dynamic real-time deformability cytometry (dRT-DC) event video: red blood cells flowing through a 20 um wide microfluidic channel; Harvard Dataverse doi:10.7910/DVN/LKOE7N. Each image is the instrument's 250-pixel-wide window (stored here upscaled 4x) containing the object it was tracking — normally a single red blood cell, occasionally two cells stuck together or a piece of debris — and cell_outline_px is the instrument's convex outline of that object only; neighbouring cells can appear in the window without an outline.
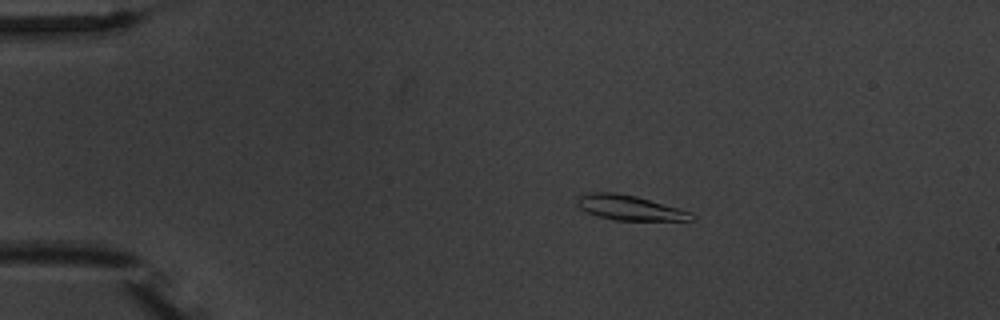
{"species": "common noctule bat (a hibernating species)", "species_latin": "Nyctalus noctula", "temperature_condition": "warm", "stored_images_in_passage": 6, "camera_frame_rate_fps": 3000, "um_per_image_px": 0.085, "animal": {"sex": "male", "body_mass_g": 20.1, "forearm_length_mm": 53.5}, "frame": {"image": 1, "passage_image": 3, "time_ms": 2.667, "image_size_px": [1000, 320], "cell_outline_px": [[696, 220], [616, 220], [596, 216], [580, 208], [576, 204], [576, 196], [588, 192], [616, 192], [636, 196], [692, 212], [696, 216]], "centroid_in_image_um": [53.49, 17.65], "position_along_channel_um": 31.5, "area_um2": 16.7}}
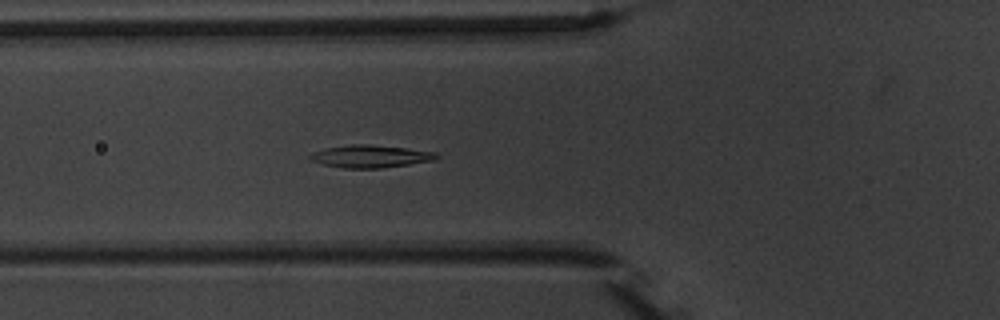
{"frame": {"image": 2, "passage_image": 6, "time_ms": 6.0, "image_size_px": [1000, 320], "cell_outline_px": [[440, 156], [436, 160], [380, 168], [344, 168], [324, 164], [308, 160], [308, 156], [312, 152], [324, 148], [352, 144], [364, 144], [404, 148], [436, 152]], "centroid_in_image_um": [31.45, 13.29], "position_along_channel_um": 94.3, "area_um2": 16.53}}